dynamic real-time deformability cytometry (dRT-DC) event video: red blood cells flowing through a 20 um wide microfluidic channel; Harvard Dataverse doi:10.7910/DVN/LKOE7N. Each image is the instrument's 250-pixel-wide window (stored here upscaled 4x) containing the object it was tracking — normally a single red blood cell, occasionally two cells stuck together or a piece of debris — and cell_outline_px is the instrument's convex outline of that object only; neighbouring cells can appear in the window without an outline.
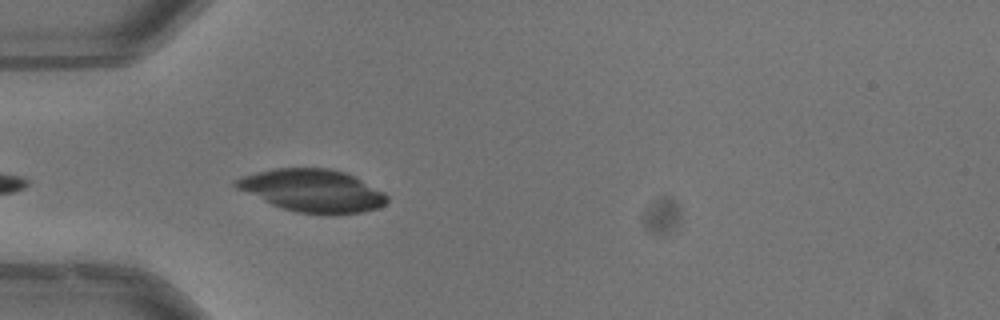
{"species": "common noctule bat (a hibernating species)", "species_latin": "Nyctalus noctula", "temperature_condition": "warm", "stored_images_in_passage": 23, "camera_frame_rate_fps": 3000, "um_per_image_px": 0.085, "animal": {"sex": "male", "body_mass_g": 13.3}, "frame": {"image": 1, "passage_image": 3, "time_ms": 0.667, "image_size_px": [1000, 320], "cell_outline_px": [[388, 200], [380, 208], [360, 212], [336, 216], [332, 216], [296, 212], [272, 204], [236, 188], [232, 184], [236, 180], [244, 176], [276, 168], [332, 168], [344, 172], [384, 192], [388, 196]], "centroid_in_image_um": [26.61, 16.23], "position_along_channel_um": 58.4, "area_um2": 37.34}}